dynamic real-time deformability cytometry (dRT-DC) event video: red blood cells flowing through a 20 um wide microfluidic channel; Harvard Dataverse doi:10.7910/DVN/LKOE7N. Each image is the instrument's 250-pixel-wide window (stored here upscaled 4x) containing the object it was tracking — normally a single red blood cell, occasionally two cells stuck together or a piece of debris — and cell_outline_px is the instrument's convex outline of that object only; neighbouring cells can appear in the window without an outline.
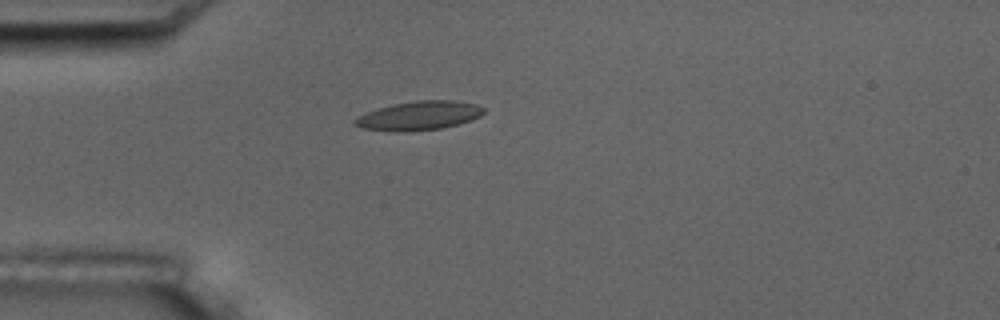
{"species": "common noctule bat (a hibernating species)", "species_latin": "Nyctalus noctula", "temperature_condition": "room temperature", "stored_images_in_passage": 1, "camera_frame_rate_fps": 3000, "um_per_image_px": 0.085, "animal": {"sex": "male", "body_mass_g": 17.5, "forearm_length_mm": 52.3}, "frame": {"image": 1, "passage_image": 1, "time_ms": 0.0, "image_size_px": [1000, 320], "cell_outline_px": [[484, 112], [480, 116], [472, 120], [440, 128], [404, 132], [396, 132], [364, 128], [352, 124], [352, 120], [356, 116], [392, 104], [416, 100], [452, 100], [476, 104], [484, 108]], "centroid_in_image_um": [35.59, 9.83], "position_along_channel_um": 49.4, "area_um2": 21.68}}